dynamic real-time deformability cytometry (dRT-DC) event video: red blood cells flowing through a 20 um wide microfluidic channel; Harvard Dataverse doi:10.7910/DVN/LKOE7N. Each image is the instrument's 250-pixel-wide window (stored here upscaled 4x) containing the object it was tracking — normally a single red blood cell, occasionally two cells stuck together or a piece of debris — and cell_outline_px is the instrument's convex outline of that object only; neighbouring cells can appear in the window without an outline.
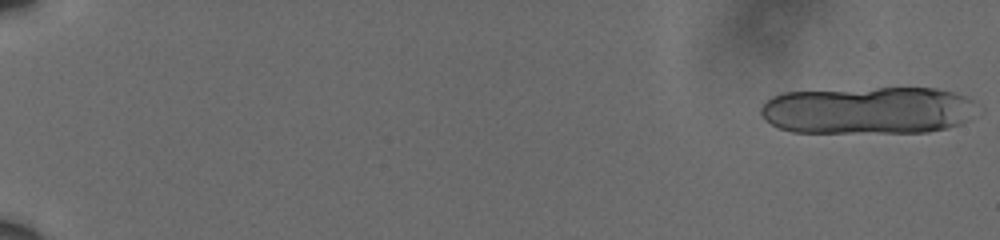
{"species": "human", "species_latin": "Homo sapiens", "temperature_condition": "cold", "stored_images_in_passage": 20, "camera_frame_rate_fps": 3000, "um_per_image_px": 0.085, "donor": {"sex": "male"}, "frame": {"image": 1, "passage_image": 1, "time_ms": 0.0, "image_size_px": [1000, 240], "cell_outline_px": [[972, 100], [960, 124], [948, 128], [928, 132], [792, 132], [780, 128], [764, 120], [760, 112], [760, 108], [772, 96], [784, 92], [876, 88], [936, 88], [952, 92], [964, 96]], "centroid_in_image_um": [73.64, 9.38], "position_along_channel_um": 11.4, "area_um2": 58.9}}